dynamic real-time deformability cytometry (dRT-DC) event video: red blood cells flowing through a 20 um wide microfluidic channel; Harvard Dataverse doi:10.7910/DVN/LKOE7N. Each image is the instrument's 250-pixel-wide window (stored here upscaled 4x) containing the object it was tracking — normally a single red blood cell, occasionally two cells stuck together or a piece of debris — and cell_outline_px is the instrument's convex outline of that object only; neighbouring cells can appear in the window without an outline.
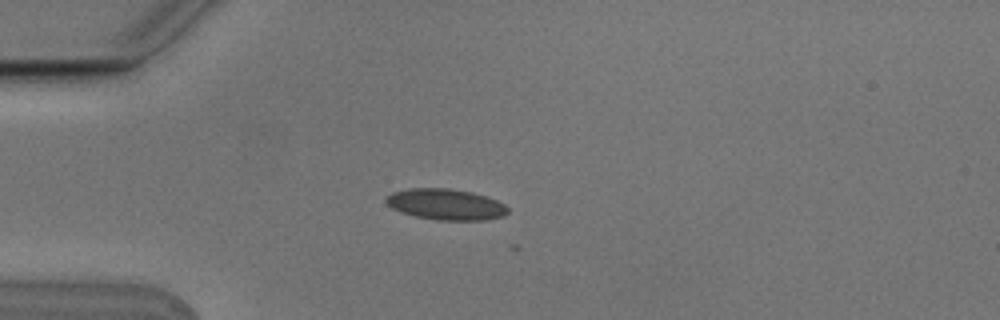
{"species": "Egyptian fruit bat (a non-hibernating species)", "species_latin": "Rousettus aegyptiacus", "temperature_condition": "cold", "stored_images_in_passage": 6, "camera_frame_rate_fps": 3000, "um_per_image_px": 0.085, "animal": {"sex": "male"}, "frame": {"image": 1, "passage_image": 3, "time_ms": 0.667, "image_size_px": [1000, 320], "cell_outline_px": [[508, 212], [504, 216], [488, 220], [436, 220], [416, 216], [400, 212], [392, 208], [384, 200], [392, 192], [412, 188], [448, 188], [472, 192], [496, 200], [504, 204], [508, 208]], "centroid_in_image_um": [37.9, 17.38], "position_along_channel_um": 47.1, "area_um2": 21.96}}
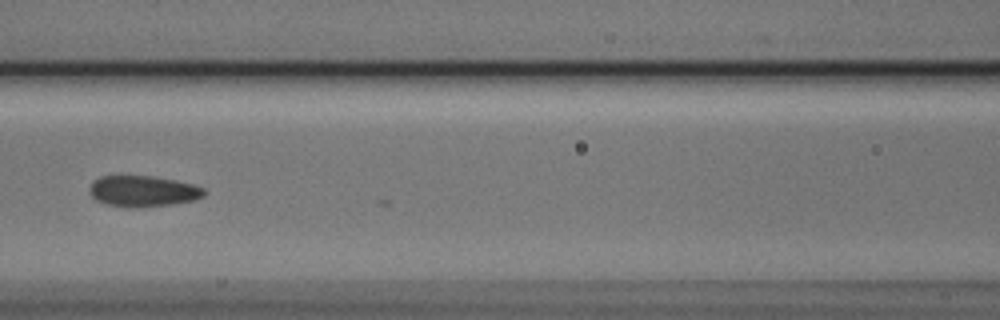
{"frame": {"image": 2, "passage_image": 6, "time_ms": 1.667, "image_size_px": [1000, 320], "cell_outline_px": [[204, 196], [192, 200], [172, 204], [136, 208], [128, 208], [108, 204], [96, 200], [88, 192], [88, 188], [92, 180], [100, 176], [152, 176], [192, 184], [204, 188]], "centroid_in_image_um": [12.09, 16.25], "position_along_channel_um": 154.5, "area_um2": 20.69}}